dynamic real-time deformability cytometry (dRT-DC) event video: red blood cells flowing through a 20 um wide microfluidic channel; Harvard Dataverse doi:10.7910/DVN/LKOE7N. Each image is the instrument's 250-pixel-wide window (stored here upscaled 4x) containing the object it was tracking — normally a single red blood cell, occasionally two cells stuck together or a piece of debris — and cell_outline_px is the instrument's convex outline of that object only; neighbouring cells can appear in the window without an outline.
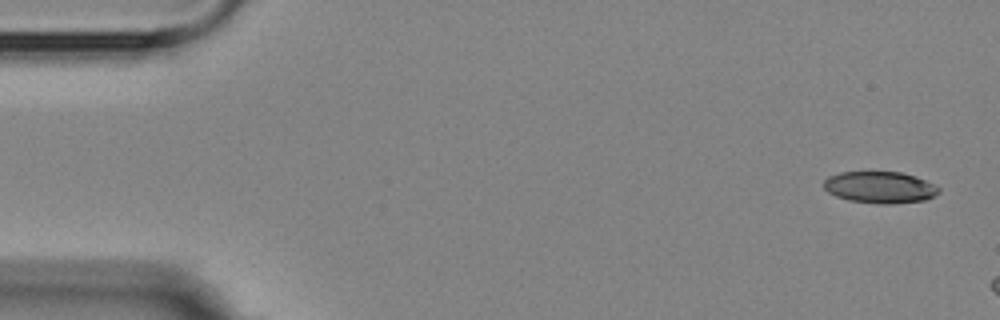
{"species": "Egyptian fruit bat (a non-hibernating species)", "species_latin": "Rousettus aegyptiacus", "temperature_condition": "room temperature", "stored_images_in_passage": 3, "camera_frame_rate_fps": 3000, "um_per_image_px": 0.085, "animal": {"sex": "female"}, "frame": {"image": 1, "passage_image": 1, "time_ms": 0.0, "image_size_px": [1000, 320], "cell_outline_px": [[940, 192], [924, 200], [892, 204], [880, 204], [848, 200], [836, 196], [828, 192], [824, 188], [824, 180], [828, 176], [840, 172], [900, 172], [916, 176], [940, 188]], "centroid_in_image_um": [74.77, 15.92], "position_along_channel_um": 10.2, "area_um2": 21.15}}